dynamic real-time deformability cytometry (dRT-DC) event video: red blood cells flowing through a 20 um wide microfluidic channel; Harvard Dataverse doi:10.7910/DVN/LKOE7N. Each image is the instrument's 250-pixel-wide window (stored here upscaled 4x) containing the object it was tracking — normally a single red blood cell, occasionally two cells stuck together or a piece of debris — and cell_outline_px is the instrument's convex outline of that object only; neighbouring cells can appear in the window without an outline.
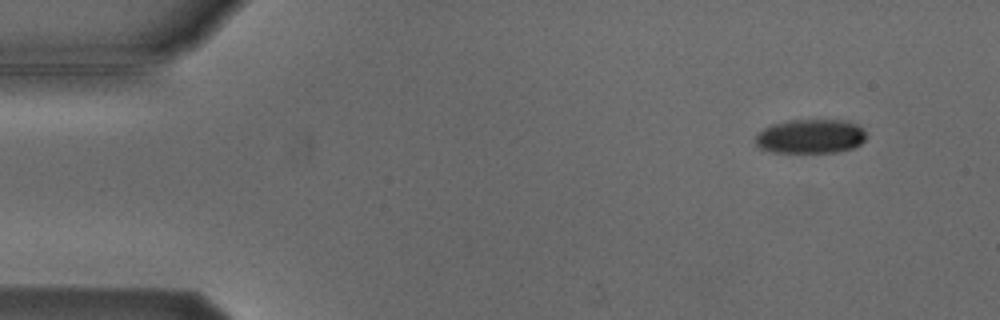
{"species": "Egyptian fruit bat (a non-hibernating species)", "species_latin": "Rousettus aegyptiacus", "temperature_condition": "cold", "stored_images_in_passage": 4, "camera_frame_rate_fps": 3000, "um_per_image_px": 0.085, "animal": {"sex": "male"}, "frame": {"image": 1, "passage_image": 1, "time_ms": 0.0, "image_size_px": [1000, 320], "cell_outline_px": [[864, 140], [860, 144], [852, 148], [836, 152], [772, 152], [760, 148], [756, 144], [756, 132], [772, 124], [788, 120], [848, 120], [864, 128]], "centroid_in_image_um": [68.87, 11.58], "position_along_channel_um": 16.1, "area_um2": 22.14}}
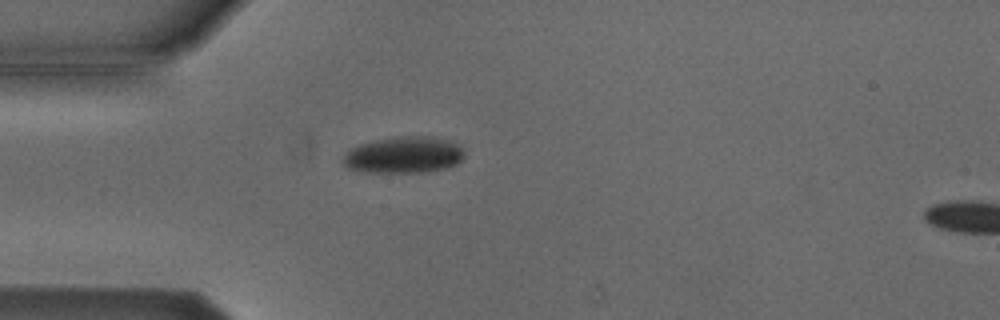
{"frame": {"image": 2, "passage_image": 3, "time_ms": 3.333, "image_size_px": [1000, 320], "cell_outline_px": [[464, 156], [456, 164], [448, 168], [424, 172], [364, 172], [348, 168], [344, 164], [344, 156], [352, 148], [360, 144], [376, 140], [400, 136], [428, 136], [452, 140], [460, 144], [464, 148]], "centroid_in_image_um": [34.4, 13.16], "position_along_channel_um": 50.6, "area_um2": 25.89}}